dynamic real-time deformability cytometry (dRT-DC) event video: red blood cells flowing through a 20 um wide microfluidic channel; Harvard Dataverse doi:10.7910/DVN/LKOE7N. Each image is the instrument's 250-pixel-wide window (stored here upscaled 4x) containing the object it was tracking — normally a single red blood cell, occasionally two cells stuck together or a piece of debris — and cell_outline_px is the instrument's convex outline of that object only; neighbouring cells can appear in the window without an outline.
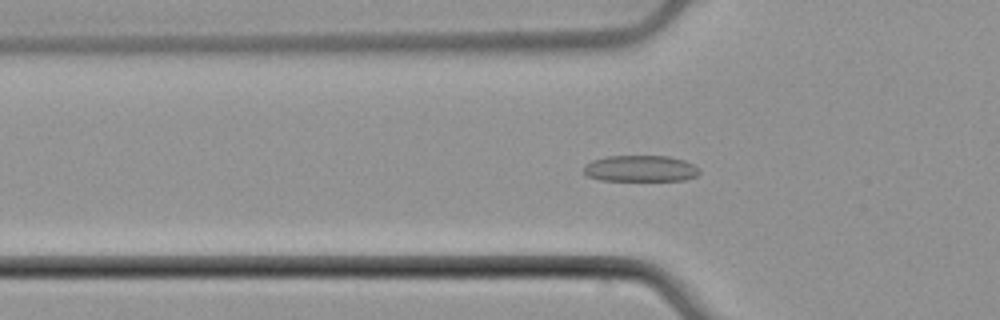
{"species": "common noctule bat (a hibernating species)", "species_latin": "Nyctalus noctula", "temperature_condition": "cold", "stored_images_in_passage": 53, "camera_frame_rate_fps": 3000, "um_per_image_px": 0.085, "animal": {"sex": "male", "body_mass_g": 21.5, "forearm_length_mm": 52.0}, "frame": {"image": 1, "passage_image": 18, "time_ms": 5.667, "image_size_px": [1000, 320], "cell_outline_px": [[700, 172], [696, 176], [684, 180], [600, 180], [588, 176], [584, 172], [584, 164], [592, 160], [608, 156], [668, 156], [684, 160], [700, 168]], "centroid_in_image_um": [54.44, 14.32], "position_along_channel_um": 71.4, "area_um2": 17.69}}
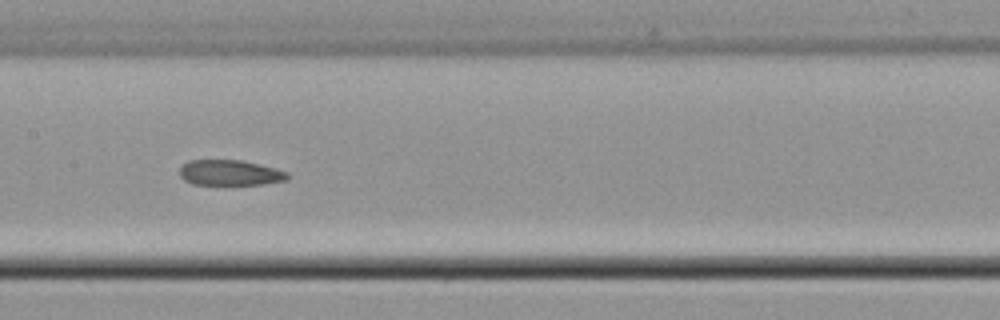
{"frame": {"image": 2, "passage_image": 27, "time_ms": 8.667, "image_size_px": [1000, 320], "cell_outline_px": [[288, 180], [264, 184], [192, 184], [184, 180], [180, 176], [180, 168], [188, 160], [240, 160], [276, 168], [288, 172]], "centroid_in_image_um": [19.56, 14.68], "position_along_channel_um": 187.8, "area_um2": 15.95}}
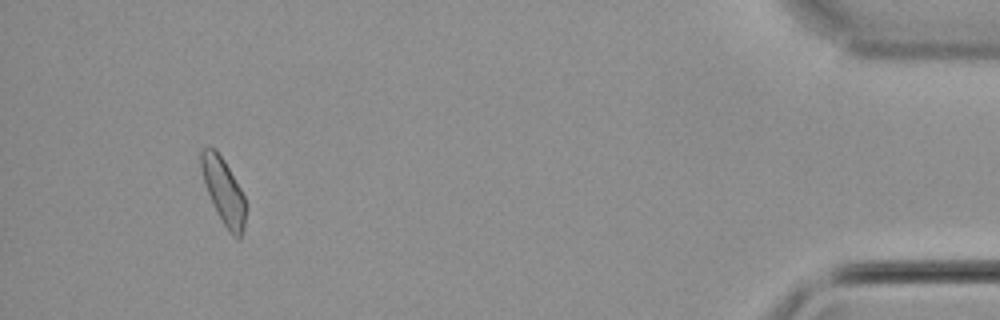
{"frame": {"image": 3, "passage_image": 50, "time_ms": 16.333, "image_size_px": [1000, 320], "cell_outline_px": [[244, 224], [240, 240], [236, 240], [228, 232], [208, 192], [200, 168], [200, 152], [204, 148], [216, 148], [224, 160], [240, 188], [244, 196]], "centroid_in_image_um": [18.99, 16.23], "position_along_channel_um": 416.2, "area_um2": 16.59}, "authors_computed_cell_mechanics": {"area_um2": 17.3978, "velocity_mm_per_s": 3.9128, "shape_relaxation_time_tau1_ms": null, "shape_relaxation_time_tau2_ms": 4.5515, "deformation_change_tau1": null, "deformation_change_tau2": 0.0912}}